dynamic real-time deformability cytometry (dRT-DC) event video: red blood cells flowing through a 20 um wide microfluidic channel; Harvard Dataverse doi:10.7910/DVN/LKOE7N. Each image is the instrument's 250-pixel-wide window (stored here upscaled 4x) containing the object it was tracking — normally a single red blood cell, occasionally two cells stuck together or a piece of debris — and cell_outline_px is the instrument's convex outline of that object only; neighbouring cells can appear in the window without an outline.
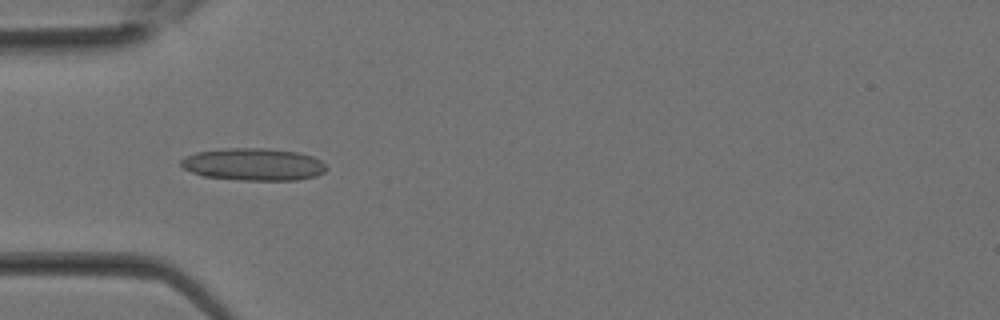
{"species": "Egyptian fruit bat (a non-hibernating species)", "species_latin": "Rousettus aegyptiacus", "temperature_condition": "room temperature", "stored_images_in_passage": 31, "camera_frame_rate_fps": 3000, "um_per_image_px": 0.085, "animal": {"sex": "female"}, "frame": {"image": 1, "passage_image": 9, "time_ms": 2.667, "image_size_px": [1000, 320], "cell_outline_px": [[328, 168], [324, 172], [316, 176], [300, 180], [240, 180], [204, 176], [192, 172], [184, 168], [180, 164], [180, 160], [184, 156], [196, 152], [224, 148], [268, 148], [296, 152], [312, 156], [320, 160]], "centroid_in_image_um": [21.54, 13.97], "position_along_channel_um": 63.5, "area_um2": 27.51}}
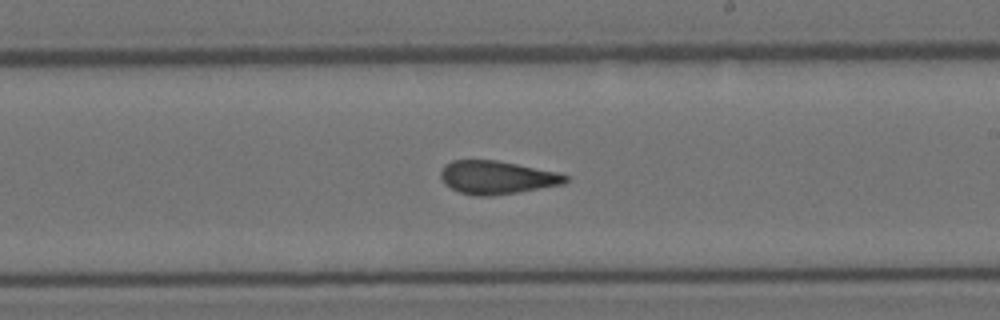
{"frame": {"image": 2, "passage_image": 18, "time_ms": 5.667, "image_size_px": [1000, 320], "cell_outline_px": [[568, 180], [564, 184], [492, 196], [476, 196], [460, 192], [444, 184], [440, 176], [440, 172], [444, 164], [452, 160], [496, 160], [560, 172], [568, 176]], "centroid_in_image_um": [42.23, 15.07], "position_along_channel_um": 246.8, "area_um2": 24.22}}
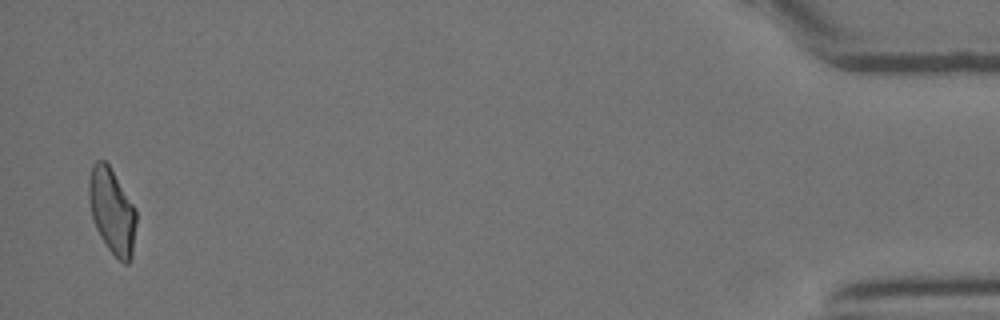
{"frame": {"image": 3, "passage_image": 31, "time_ms": 10.0, "image_size_px": [1000, 320], "cell_outline_px": [[136, 224], [132, 256], [128, 264], [124, 264], [108, 248], [100, 236], [96, 228], [92, 216], [88, 196], [88, 176], [92, 164], [96, 160], [104, 160], [108, 164], [136, 208]], "centroid_in_image_um": [9.51, 17.92], "position_along_channel_um": 425.7, "area_um2": 23.58}}